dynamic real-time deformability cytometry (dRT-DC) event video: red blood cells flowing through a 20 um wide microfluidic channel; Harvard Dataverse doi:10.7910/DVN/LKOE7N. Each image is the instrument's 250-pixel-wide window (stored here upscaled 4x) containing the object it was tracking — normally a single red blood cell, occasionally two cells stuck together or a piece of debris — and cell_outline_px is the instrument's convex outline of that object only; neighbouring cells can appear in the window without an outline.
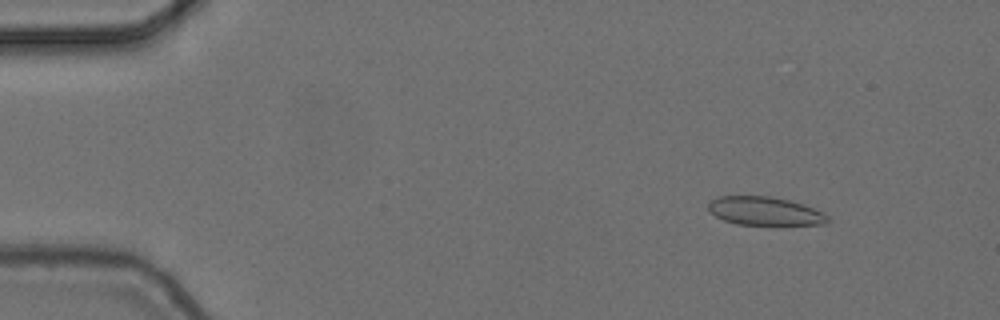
{"species": "common noctule bat (a hibernating species)", "species_latin": "Nyctalus noctula", "temperature_condition": "cold", "stored_images_in_passage": 6, "camera_frame_rate_fps": 3000, "um_per_image_px": 0.085, "animal": {"sex": "female", "body_mass_g": 24.6, "forearm_length_mm": 56.2}, "frame": {"image": 1, "passage_image": 2, "time_ms": 0.333, "image_size_px": [1000, 320], "cell_outline_px": [[828, 224], [736, 224], [724, 220], [716, 216], [708, 208], [708, 204], [712, 200], [720, 196], [772, 196], [804, 204], [828, 216]], "centroid_in_image_um": [65.0, 17.93], "position_along_channel_um": 20.0, "area_um2": 19.42}}
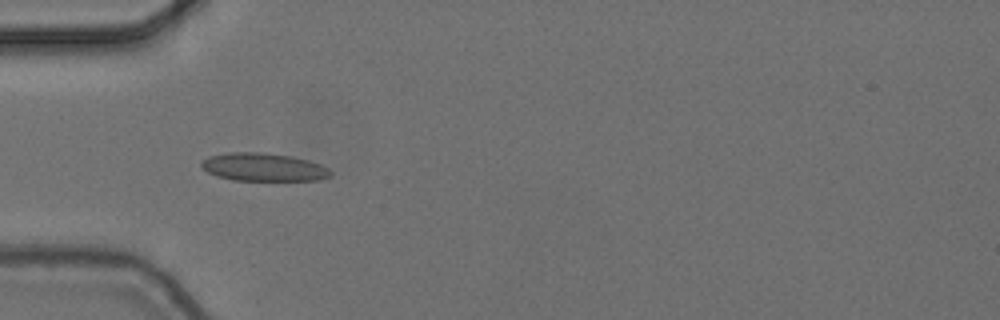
{"frame": {"image": 2, "passage_image": 5, "time_ms": 1.333, "image_size_px": [1000, 320], "cell_outline_px": [[332, 176], [320, 180], [232, 180], [216, 176], [200, 168], [200, 160], [208, 156], [228, 152], [260, 152], [292, 156], [308, 160], [320, 164], [328, 168], [332, 172]], "centroid_in_image_um": [22.36, 14.2], "position_along_channel_um": 62.6, "area_um2": 21.39}}
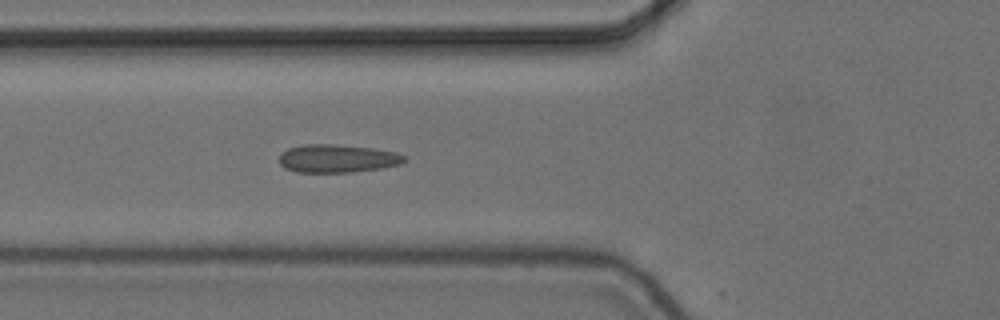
{"frame": {"image": 3, "passage_image": 6, "time_ms": 1.667, "image_size_px": [1000, 320], "cell_outline_px": [[408, 160], [400, 164], [380, 168], [352, 172], [296, 172], [284, 168], [280, 164], [280, 152], [288, 148], [304, 144], [332, 144], [372, 148], [396, 152], [408, 156]], "centroid_in_image_um": [28.68, 13.47], "position_along_channel_um": 97.1, "area_um2": 20.63}}